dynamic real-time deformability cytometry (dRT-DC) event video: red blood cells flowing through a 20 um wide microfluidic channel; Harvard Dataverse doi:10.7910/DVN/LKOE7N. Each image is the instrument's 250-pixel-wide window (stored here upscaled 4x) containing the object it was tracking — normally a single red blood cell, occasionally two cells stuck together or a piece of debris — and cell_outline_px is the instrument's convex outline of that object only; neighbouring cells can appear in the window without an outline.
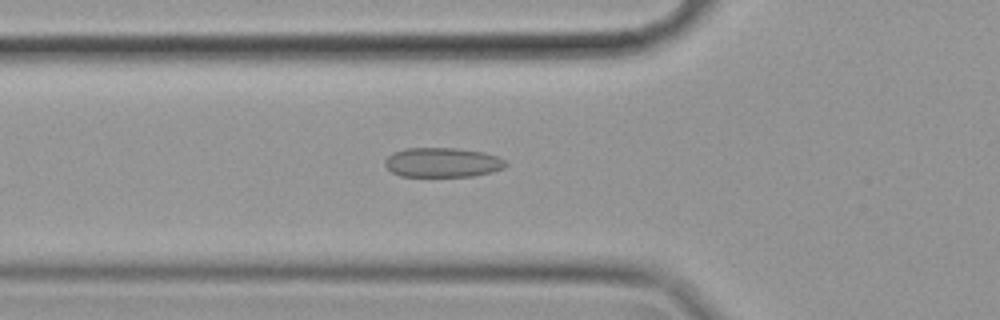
{"species": "common noctule bat (a hibernating species)", "species_latin": "Nyctalus noctula", "temperature_condition": "cold", "stored_images_in_passage": 46, "camera_frame_rate_fps": 3000, "um_per_image_px": 0.085, "animal": {"sex": "female", "body_mass_g": 19.9}, "frame": {"image": 1, "passage_image": 11, "time_ms": 3.333, "image_size_px": [1000, 320], "cell_outline_px": [[508, 164], [504, 168], [492, 172], [472, 176], [400, 176], [392, 172], [384, 164], [384, 160], [392, 152], [404, 148], [456, 148], [484, 152], [496, 156], [504, 160]], "centroid_in_image_um": [37.59, 13.8], "position_along_channel_um": 88.2, "area_um2": 20.87}}
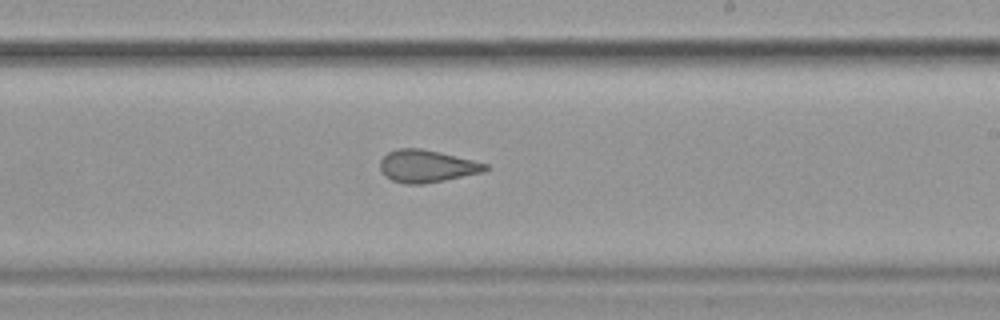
{"frame": {"image": 2, "passage_image": 25, "time_ms": 8.0, "image_size_px": [1000, 320], "cell_outline_px": [[492, 168], [484, 172], [424, 184], [404, 184], [392, 180], [384, 176], [380, 168], [380, 160], [388, 152], [396, 148], [420, 148], [440, 152], [488, 164]], "centroid_in_image_um": [36.28, 14.12], "position_along_channel_um": 252.7, "area_um2": 20.0}}
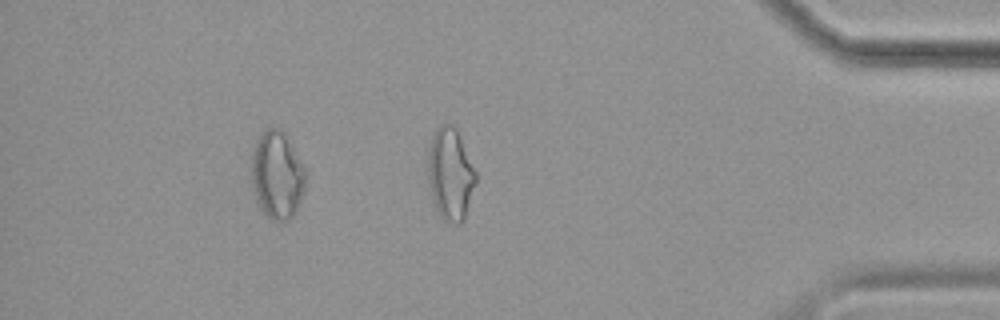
{"frame": {"image": 3, "passage_image": 40, "time_ms": 13.0, "image_size_px": [1000, 320], "cell_outline_px": [[304, 192], [296, 212], [288, 220], [268, 220], [260, 208], [256, 200], [252, 180], [252, 152], [256, 140], [268, 128], [280, 128], [288, 136], [304, 168]], "centroid_in_image_um": [23.55, 14.9], "position_along_channel_um": 411.7, "area_um2": 27.57}, "authors_computed_cell_mechanics": {"area_um2": 21.0103, "velocity_mm_per_s": 3.5251, "shape_relaxation_time_tau1_ms": 10.5423, "shape_relaxation_time_tau2_ms": 1.9158, "deformation_change_tau1": 0.1698, "deformation_change_tau2": 0.0964}}